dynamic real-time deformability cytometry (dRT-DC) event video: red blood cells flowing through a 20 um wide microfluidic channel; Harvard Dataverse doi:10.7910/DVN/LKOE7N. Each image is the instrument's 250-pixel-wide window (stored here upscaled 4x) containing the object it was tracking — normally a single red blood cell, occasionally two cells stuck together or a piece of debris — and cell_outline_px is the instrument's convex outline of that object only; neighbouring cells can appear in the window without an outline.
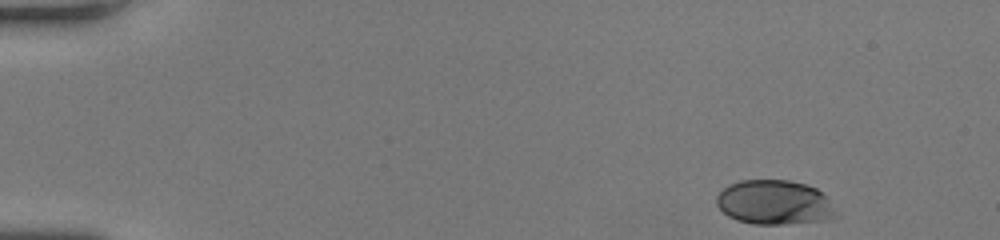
{"species": "human", "species_latin": "Homo sapiens", "temperature_condition": "room temperature", "stored_images_in_passage": 36, "camera_frame_rate_fps": 3000, "um_per_image_px": 0.085, "donor": {"sex": "female"}, "frame": {"image": 1, "passage_image": 1, "time_ms": 0.0, "image_size_px": [1000, 240], "cell_outline_px": [[832, 216], [828, 220], [784, 224], [752, 224], [736, 220], [728, 216], [716, 204], [716, 196], [728, 184], [740, 180], [788, 180], [804, 184], [816, 188], [824, 196], [832, 212]], "centroid_in_image_um": [65.71, 17.2], "position_along_channel_um": 19.3, "area_um2": 30.4}}